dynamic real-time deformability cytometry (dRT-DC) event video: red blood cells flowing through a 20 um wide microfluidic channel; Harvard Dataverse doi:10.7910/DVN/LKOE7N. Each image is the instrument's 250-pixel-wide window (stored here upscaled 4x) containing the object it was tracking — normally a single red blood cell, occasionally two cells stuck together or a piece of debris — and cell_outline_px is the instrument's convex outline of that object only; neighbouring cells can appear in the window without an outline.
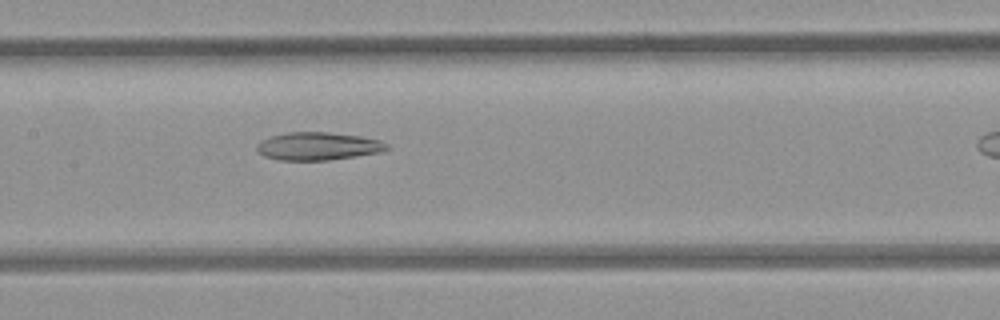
{"species": "common noctule bat (a hibernating species)", "species_latin": "Nyctalus noctula", "temperature_condition": "room temperature", "stored_images_in_passage": 35, "camera_frame_rate_fps": 3000, "um_per_image_px": 0.085, "animal": {"sex": "female", "body_mass_g": 21.9}, "frame": {"image": 1, "passage_image": 17, "time_ms": 5.333, "image_size_px": [1000, 320], "cell_outline_px": [[392, 148], [380, 152], [356, 156], [328, 160], [280, 160], [264, 156], [256, 148], [256, 144], [272, 136], [288, 132], [328, 132], [360, 136], [380, 140], [388, 144]], "centroid_in_image_um": [27.08, 12.42], "position_along_channel_um": 180.3, "area_um2": 21.04}}
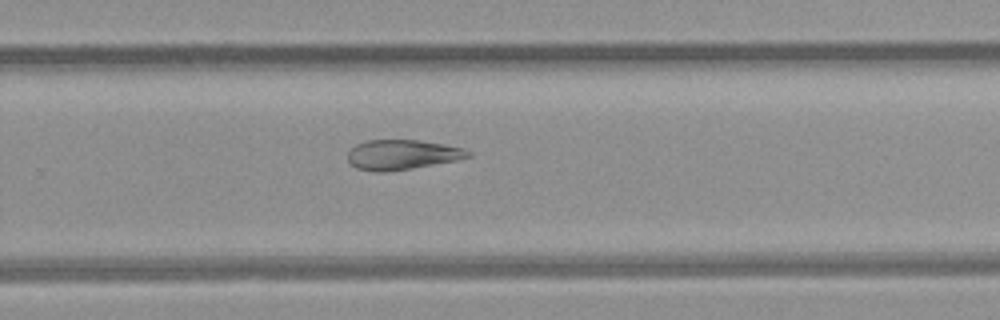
{"frame": {"image": 2, "passage_image": 26, "time_ms": 8.333, "image_size_px": [1000, 320], "cell_outline_px": [[472, 156], [456, 160], [412, 168], [384, 172], [372, 172], [356, 168], [348, 160], [348, 152], [356, 144], [368, 140], [420, 140], [444, 144], [464, 148], [472, 152]], "centroid_in_image_um": [34.19, 13.15], "position_along_channel_um": 295.6, "area_um2": 20.98}}
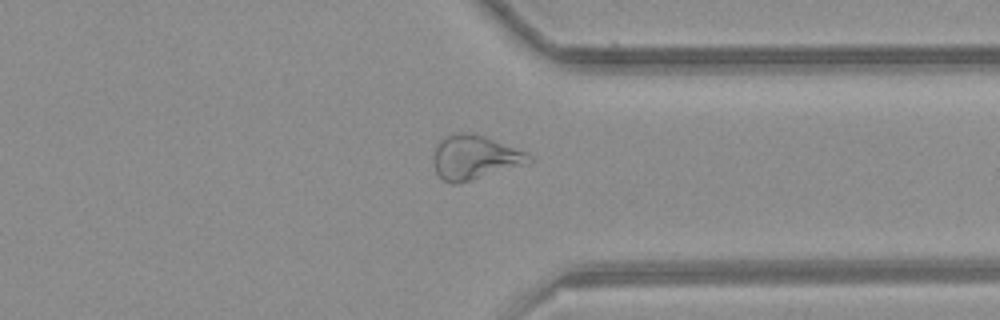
{"frame": {"image": 3, "passage_image": 32, "time_ms": 10.333, "image_size_px": [1000, 320], "cell_outline_px": [[536, 156], [528, 164], [472, 180], [456, 184], [452, 184], [444, 180], [436, 172], [432, 164], [432, 156], [436, 144], [440, 140], [448, 136], [464, 132], [484, 136], [528, 152]], "centroid_in_image_um": [40.37, 13.39], "position_along_channel_um": 371.0, "area_um2": 24.8}}